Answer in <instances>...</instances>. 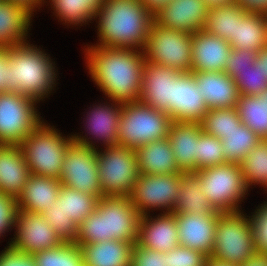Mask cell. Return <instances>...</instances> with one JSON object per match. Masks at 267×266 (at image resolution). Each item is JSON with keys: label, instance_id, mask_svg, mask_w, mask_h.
Instances as JSON below:
<instances>
[{"label": "cell", "instance_id": "cell-14", "mask_svg": "<svg viewBox=\"0 0 267 266\" xmlns=\"http://www.w3.org/2000/svg\"><path fill=\"white\" fill-rule=\"evenodd\" d=\"M15 227L16 236L9 246L22 253L34 255L63 243L42 214L19 210Z\"/></svg>", "mask_w": 267, "mask_h": 266}, {"label": "cell", "instance_id": "cell-1", "mask_svg": "<svg viewBox=\"0 0 267 266\" xmlns=\"http://www.w3.org/2000/svg\"><path fill=\"white\" fill-rule=\"evenodd\" d=\"M85 50L89 74L112 102H139L144 51L103 46H91Z\"/></svg>", "mask_w": 267, "mask_h": 266}, {"label": "cell", "instance_id": "cell-41", "mask_svg": "<svg viewBox=\"0 0 267 266\" xmlns=\"http://www.w3.org/2000/svg\"><path fill=\"white\" fill-rule=\"evenodd\" d=\"M59 204L60 201L57 199L55 204L49 210H45L42 215L63 243H75L78 225L62 212Z\"/></svg>", "mask_w": 267, "mask_h": 266}, {"label": "cell", "instance_id": "cell-10", "mask_svg": "<svg viewBox=\"0 0 267 266\" xmlns=\"http://www.w3.org/2000/svg\"><path fill=\"white\" fill-rule=\"evenodd\" d=\"M71 137L73 143L66 151L59 180L64 186L100 199L102 188L97 173L96 148L85 137Z\"/></svg>", "mask_w": 267, "mask_h": 266}, {"label": "cell", "instance_id": "cell-15", "mask_svg": "<svg viewBox=\"0 0 267 266\" xmlns=\"http://www.w3.org/2000/svg\"><path fill=\"white\" fill-rule=\"evenodd\" d=\"M184 72L145 61L139 102L164 111L172 119L173 82Z\"/></svg>", "mask_w": 267, "mask_h": 266}, {"label": "cell", "instance_id": "cell-49", "mask_svg": "<svg viewBox=\"0 0 267 266\" xmlns=\"http://www.w3.org/2000/svg\"><path fill=\"white\" fill-rule=\"evenodd\" d=\"M10 60L5 50L0 53V92H7Z\"/></svg>", "mask_w": 267, "mask_h": 266}, {"label": "cell", "instance_id": "cell-40", "mask_svg": "<svg viewBox=\"0 0 267 266\" xmlns=\"http://www.w3.org/2000/svg\"><path fill=\"white\" fill-rule=\"evenodd\" d=\"M226 164L221 139L201 131L197 141L196 171Z\"/></svg>", "mask_w": 267, "mask_h": 266}, {"label": "cell", "instance_id": "cell-50", "mask_svg": "<svg viewBox=\"0 0 267 266\" xmlns=\"http://www.w3.org/2000/svg\"><path fill=\"white\" fill-rule=\"evenodd\" d=\"M154 16L163 6H166L171 0H139Z\"/></svg>", "mask_w": 267, "mask_h": 266}, {"label": "cell", "instance_id": "cell-11", "mask_svg": "<svg viewBox=\"0 0 267 266\" xmlns=\"http://www.w3.org/2000/svg\"><path fill=\"white\" fill-rule=\"evenodd\" d=\"M192 34L164 28L153 21L144 51L145 61L181 72L191 71Z\"/></svg>", "mask_w": 267, "mask_h": 266}, {"label": "cell", "instance_id": "cell-54", "mask_svg": "<svg viewBox=\"0 0 267 266\" xmlns=\"http://www.w3.org/2000/svg\"><path fill=\"white\" fill-rule=\"evenodd\" d=\"M205 266H239L237 264L229 263L212 257H208Z\"/></svg>", "mask_w": 267, "mask_h": 266}, {"label": "cell", "instance_id": "cell-55", "mask_svg": "<svg viewBox=\"0 0 267 266\" xmlns=\"http://www.w3.org/2000/svg\"><path fill=\"white\" fill-rule=\"evenodd\" d=\"M203 1L209 6V8L227 5L234 2V0H203Z\"/></svg>", "mask_w": 267, "mask_h": 266}, {"label": "cell", "instance_id": "cell-29", "mask_svg": "<svg viewBox=\"0 0 267 266\" xmlns=\"http://www.w3.org/2000/svg\"><path fill=\"white\" fill-rule=\"evenodd\" d=\"M230 45L256 53L261 51L267 45L266 15L246 12L241 19H236L235 38Z\"/></svg>", "mask_w": 267, "mask_h": 266}, {"label": "cell", "instance_id": "cell-44", "mask_svg": "<svg viewBox=\"0 0 267 266\" xmlns=\"http://www.w3.org/2000/svg\"><path fill=\"white\" fill-rule=\"evenodd\" d=\"M131 266H167V253L150 250L135 243Z\"/></svg>", "mask_w": 267, "mask_h": 266}, {"label": "cell", "instance_id": "cell-35", "mask_svg": "<svg viewBox=\"0 0 267 266\" xmlns=\"http://www.w3.org/2000/svg\"><path fill=\"white\" fill-rule=\"evenodd\" d=\"M241 123L236 108L210 109L200 121L202 131L221 140Z\"/></svg>", "mask_w": 267, "mask_h": 266}, {"label": "cell", "instance_id": "cell-4", "mask_svg": "<svg viewBox=\"0 0 267 266\" xmlns=\"http://www.w3.org/2000/svg\"><path fill=\"white\" fill-rule=\"evenodd\" d=\"M4 50L10 60L7 92H18L35 101L50 93L56 74L55 65L46 53L27 42Z\"/></svg>", "mask_w": 267, "mask_h": 266}, {"label": "cell", "instance_id": "cell-16", "mask_svg": "<svg viewBox=\"0 0 267 266\" xmlns=\"http://www.w3.org/2000/svg\"><path fill=\"white\" fill-rule=\"evenodd\" d=\"M208 11L203 0H171L154 15V21L164 28L193 34L203 30Z\"/></svg>", "mask_w": 267, "mask_h": 266}, {"label": "cell", "instance_id": "cell-3", "mask_svg": "<svg viewBox=\"0 0 267 266\" xmlns=\"http://www.w3.org/2000/svg\"><path fill=\"white\" fill-rule=\"evenodd\" d=\"M140 217L129 197L103 196L98 200L96 209L78 226L75 243L122 240L135 244Z\"/></svg>", "mask_w": 267, "mask_h": 266}, {"label": "cell", "instance_id": "cell-34", "mask_svg": "<svg viewBox=\"0 0 267 266\" xmlns=\"http://www.w3.org/2000/svg\"><path fill=\"white\" fill-rule=\"evenodd\" d=\"M58 199L62 212L78 226L96 209L99 200L91 194H86L64 185H61Z\"/></svg>", "mask_w": 267, "mask_h": 266}, {"label": "cell", "instance_id": "cell-20", "mask_svg": "<svg viewBox=\"0 0 267 266\" xmlns=\"http://www.w3.org/2000/svg\"><path fill=\"white\" fill-rule=\"evenodd\" d=\"M198 93L201 94L208 109L236 108L240 97L237 85L225 71L192 72Z\"/></svg>", "mask_w": 267, "mask_h": 266}, {"label": "cell", "instance_id": "cell-8", "mask_svg": "<svg viewBox=\"0 0 267 266\" xmlns=\"http://www.w3.org/2000/svg\"><path fill=\"white\" fill-rule=\"evenodd\" d=\"M208 201L222 212H240L238 202L245 197L248 188L245 184L241 165H217L194 172Z\"/></svg>", "mask_w": 267, "mask_h": 266}, {"label": "cell", "instance_id": "cell-45", "mask_svg": "<svg viewBox=\"0 0 267 266\" xmlns=\"http://www.w3.org/2000/svg\"><path fill=\"white\" fill-rule=\"evenodd\" d=\"M18 211L17 199L0 192V236L15 227Z\"/></svg>", "mask_w": 267, "mask_h": 266}, {"label": "cell", "instance_id": "cell-39", "mask_svg": "<svg viewBox=\"0 0 267 266\" xmlns=\"http://www.w3.org/2000/svg\"><path fill=\"white\" fill-rule=\"evenodd\" d=\"M59 20L65 23L79 24L96 18V10L91 6V0H51Z\"/></svg>", "mask_w": 267, "mask_h": 266}, {"label": "cell", "instance_id": "cell-30", "mask_svg": "<svg viewBox=\"0 0 267 266\" xmlns=\"http://www.w3.org/2000/svg\"><path fill=\"white\" fill-rule=\"evenodd\" d=\"M238 116L261 140H267V89L259 95H240Z\"/></svg>", "mask_w": 267, "mask_h": 266}, {"label": "cell", "instance_id": "cell-51", "mask_svg": "<svg viewBox=\"0 0 267 266\" xmlns=\"http://www.w3.org/2000/svg\"><path fill=\"white\" fill-rule=\"evenodd\" d=\"M239 266H267V254L257 252Z\"/></svg>", "mask_w": 267, "mask_h": 266}, {"label": "cell", "instance_id": "cell-52", "mask_svg": "<svg viewBox=\"0 0 267 266\" xmlns=\"http://www.w3.org/2000/svg\"><path fill=\"white\" fill-rule=\"evenodd\" d=\"M256 61L261 65L263 74L267 78V45L257 53Z\"/></svg>", "mask_w": 267, "mask_h": 266}, {"label": "cell", "instance_id": "cell-48", "mask_svg": "<svg viewBox=\"0 0 267 266\" xmlns=\"http://www.w3.org/2000/svg\"><path fill=\"white\" fill-rule=\"evenodd\" d=\"M248 13L267 15V0H234Z\"/></svg>", "mask_w": 267, "mask_h": 266}, {"label": "cell", "instance_id": "cell-53", "mask_svg": "<svg viewBox=\"0 0 267 266\" xmlns=\"http://www.w3.org/2000/svg\"><path fill=\"white\" fill-rule=\"evenodd\" d=\"M7 1L23 4L30 11L33 12L35 7L36 6L38 7V5L40 6V4H42V1L44 0H7Z\"/></svg>", "mask_w": 267, "mask_h": 266}, {"label": "cell", "instance_id": "cell-46", "mask_svg": "<svg viewBox=\"0 0 267 266\" xmlns=\"http://www.w3.org/2000/svg\"><path fill=\"white\" fill-rule=\"evenodd\" d=\"M256 58L257 53L255 51L232 48L224 71L248 69L254 65Z\"/></svg>", "mask_w": 267, "mask_h": 266}, {"label": "cell", "instance_id": "cell-22", "mask_svg": "<svg viewBox=\"0 0 267 266\" xmlns=\"http://www.w3.org/2000/svg\"><path fill=\"white\" fill-rule=\"evenodd\" d=\"M202 131L200 122L173 121L167 136L178 169L183 173L196 171L197 141Z\"/></svg>", "mask_w": 267, "mask_h": 266}, {"label": "cell", "instance_id": "cell-6", "mask_svg": "<svg viewBox=\"0 0 267 266\" xmlns=\"http://www.w3.org/2000/svg\"><path fill=\"white\" fill-rule=\"evenodd\" d=\"M72 137H62L58 131L41 123L19 145L30 174L59 179L62 164Z\"/></svg>", "mask_w": 267, "mask_h": 266}, {"label": "cell", "instance_id": "cell-33", "mask_svg": "<svg viewBox=\"0 0 267 266\" xmlns=\"http://www.w3.org/2000/svg\"><path fill=\"white\" fill-rule=\"evenodd\" d=\"M261 141L249 127L241 123L221 140L225 162L241 165L246 155Z\"/></svg>", "mask_w": 267, "mask_h": 266}, {"label": "cell", "instance_id": "cell-43", "mask_svg": "<svg viewBox=\"0 0 267 266\" xmlns=\"http://www.w3.org/2000/svg\"><path fill=\"white\" fill-rule=\"evenodd\" d=\"M251 216L257 252L267 254V202Z\"/></svg>", "mask_w": 267, "mask_h": 266}, {"label": "cell", "instance_id": "cell-26", "mask_svg": "<svg viewBox=\"0 0 267 266\" xmlns=\"http://www.w3.org/2000/svg\"><path fill=\"white\" fill-rule=\"evenodd\" d=\"M135 152L139 174L169 175L181 172L167 138L144 144Z\"/></svg>", "mask_w": 267, "mask_h": 266}, {"label": "cell", "instance_id": "cell-36", "mask_svg": "<svg viewBox=\"0 0 267 266\" xmlns=\"http://www.w3.org/2000/svg\"><path fill=\"white\" fill-rule=\"evenodd\" d=\"M32 257L36 266H84L82 250L77 243H62Z\"/></svg>", "mask_w": 267, "mask_h": 266}, {"label": "cell", "instance_id": "cell-2", "mask_svg": "<svg viewBox=\"0 0 267 266\" xmlns=\"http://www.w3.org/2000/svg\"><path fill=\"white\" fill-rule=\"evenodd\" d=\"M99 17L97 46L145 49L154 16L139 0H104Z\"/></svg>", "mask_w": 267, "mask_h": 266}, {"label": "cell", "instance_id": "cell-19", "mask_svg": "<svg viewBox=\"0 0 267 266\" xmlns=\"http://www.w3.org/2000/svg\"><path fill=\"white\" fill-rule=\"evenodd\" d=\"M192 72H184L173 82L172 121L200 122L207 113L204 97L198 93Z\"/></svg>", "mask_w": 267, "mask_h": 266}, {"label": "cell", "instance_id": "cell-28", "mask_svg": "<svg viewBox=\"0 0 267 266\" xmlns=\"http://www.w3.org/2000/svg\"><path fill=\"white\" fill-rule=\"evenodd\" d=\"M173 213H192L200 215H220L203 193L199 178L194 173H184Z\"/></svg>", "mask_w": 267, "mask_h": 266}, {"label": "cell", "instance_id": "cell-18", "mask_svg": "<svg viewBox=\"0 0 267 266\" xmlns=\"http://www.w3.org/2000/svg\"><path fill=\"white\" fill-rule=\"evenodd\" d=\"M191 72L225 70L232 47L227 40L199 30L192 34Z\"/></svg>", "mask_w": 267, "mask_h": 266}, {"label": "cell", "instance_id": "cell-57", "mask_svg": "<svg viewBox=\"0 0 267 266\" xmlns=\"http://www.w3.org/2000/svg\"><path fill=\"white\" fill-rule=\"evenodd\" d=\"M3 50H4V48H3V47H0V53H1Z\"/></svg>", "mask_w": 267, "mask_h": 266}, {"label": "cell", "instance_id": "cell-23", "mask_svg": "<svg viewBox=\"0 0 267 266\" xmlns=\"http://www.w3.org/2000/svg\"><path fill=\"white\" fill-rule=\"evenodd\" d=\"M29 176L20 146L0 144V192L17 199Z\"/></svg>", "mask_w": 267, "mask_h": 266}, {"label": "cell", "instance_id": "cell-13", "mask_svg": "<svg viewBox=\"0 0 267 266\" xmlns=\"http://www.w3.org/2000/svg\"><path fill=\"white\" fill-rule=\"evenodd\" d=\"M183 172L169 175L139 174L130 193V200L141 216L148 215L151 208H166L173 213Z\"/></svg>", "mask_w": 267, "mask_h": 266}, {"label": "cell", "instance_id": "cell-38", "mask_svg": "<svg viewBox=\"0 0 267 266\" xmlns=\"http://www.w3.org/2000/svg\"><path fill=\"white\" fill-rule=\"evenodd\" d=\"M226 73L234 80L240 95H259L267 89V78L257 61L248 69L227 70Z\"/></svg>", "mask_w": 267, "mask_h": 266}, {"label": "cell", "instance_id": "cell-32", "mask_svg": "<svg viewBox=\"0 0 267 266\" xmlns=\"http://www.w3.org/2000/svg\"><path fill=\"white\" fill-rule=\"evenodd\" d=\"M117 106V107H115ZM115 106H97L88 114V126L92 135L103 140L106 147L117 145L119 118L122 110V103L115 102Z\"/></svg>", "mask_w": 267, "mask_h": 266}, {"label": "cell", "instance_id": "cell-7", "mask_svg": "<svg viewBox=\"0 0 267 266\" xmlns=\"http://www.w3.org/2000/svg\"><path fill=\"white\" fill-rule=\"evenodd\" d=\"M257 253L251 218L240 212L218 216L210 257L241 265Z\"/></svg>", "mask_w": 267, "mask_h": 266}, {"label": "cell", "instance_id": "cell-56", "mask_svg": "<svg viewBox=\"0 0 267 266\" xmlns=\"http://www.w3.org/2000/svg\"><path fill=\"white\" fill-rule=\"evenodd\" d=\"M103 2H104V0H91V6L95 10H97L102 5Z\"/></svg>", "mask_w": 267, "mask_h": 266}, {"label": "cell", "instance_id": "cell-27", "mask_svg": "<svg viewBox=\"0 0 267 266\" xmlns=\"http://www.w3.org/2000/svg\"><path fill=\"white\" fill-rule=\"evenodd\" d=\"M79 246L84 266H131L134 243L109 240Z\"/></svg>", "mask_w": 267, "mask_h": 266}, {"label": "cell", "instance_id": "cell-21", "mask_svg": "<svg viewBox=\"0 0 267 266\" xmlns=\"http://www.w3.org/2000/svg\"><path fill=\"white\" fill-rule=\"evenodd\" d=\"M141 216L138 241L141 247L166 253L179 245L177 222L174 213H162L155 219Z\"/></svg>", "mask_w": 267, "mask_h": 266}, {"label": "cell", "instance_id": "cell-25", "mask_svg": "<svg viewBox=\"0 0 267 266\" xmlns=\"http://www.w3.org/2000/svg\"><path fill=\"white\" fill-rule=\"evenodd\" d=\"M32 14L23 4L0 0V47L26 42Z\"/></svg>", "mask_w": 267, "mask_h": 266}, {"label": "cell", "instance_id": "cell-42", "mask_svg": "<svg viewBox=\"0 0 267 266\" xmlns=\"http://www.w3.org/2000/svg\"><path fill=\"white\" fill-rule=\"evenodd\" d=\"M167 253V266H205L208 256L188 247L177 245Z\"/></svg>", "mask_w": 267, "mask_h": 266}, {"label": "cell", "instance_id": "cell-17", "mask_svg": "<svg viewBox=\"0 0 267 266\" xmlns=\"http://www.w3.org/2000/svg\"><path fill=\"white\" fill-rule=\"evenodd\" d=\"M179 245L206 254L213 252L214 236L219 215L174 213Z\"/></svg>", "mask_w": 267, "mask_h": 266}, {"label": "cell", "instance_id": "cell-12", "mask_svg": "<svg viewBox=\"0 0 267 266\" xmlns=\"http://www.w3.org/2000/svg\"><path fill=\"white\" fill-rule=\"evenodd\" d=\"M36 102L18 92H0V144L20 145L42 123Z\"/></svg>", "mask_w": 267, "mask_h": 266}, {"label": "cell", "instance_id": "cell-5", "mask_svg": "<svg viewBox=\"0 0 267 266\" xmlns=\"http://www.w3.org/2000/svg\"><path fill=\"white\" fill-rule=\"evenodd\" d=\"M172 119L164 111L140 102L122 104L117 145L136 151L149 142L167 138Z\"/></svg>", "mask_w": 267, "mask_h": 266}, {"label": "cell", "instance_id": "cell-9", "mask_svg": "<svg viewBox=\"0 0 267 266\" xmlns=\"http://www.w3.org/2000/svg\"><path fill=\"white\" fill-rule=\"evenodd\" d=\"M96 162L102 197H129L139 176L136 152L114 145L104 153L96 150Z\"/></svg>", "mask_w": 267, "mask_h": 266}, {"label": "cell", "instance_id": "cell-24", "mask_svg": "<svg viewBox=\"0 0 267 266\" xmlns=\"http://www.w3.org/2000/svg\"><path fill=\"white\" fill-rule=\"evenodd\" d=\"M59 179L30 174L23 191L17 197L18 209L42 214L58 199Z\"/></svg>", "mask_w": 267, "mask_h": 266}, {"label": "cell", "instance_id": "cell-37", "mask_svg": "<svg viewBox=\"0 0 267 266\" xmlns=\"http://www.w3.org/2000/svg\"><path fill=\"white\" fill-rule=\"evenodd\" d=\"M245 184H261L267 187V140L259 142L241 162Z\"/></svg>", "mask_w": 267, "mask_h": 266}, {"label": "cell", "instance_id": "cell-31", "mask_svg": "<svg viewBox=\"0 0 267 266\" xmlns=\"http://www.w3.org/2000/svg\"><path fill=\"white\" fill-rule=\"evenodd\" d=\"M246 13L237 3L209 8L203 30L229 43L235 38L236 19Z\"/></svg>", "mask_w": 267, "mask_h": 266}, {"label": "cell", "instance_id": "cell-47", "mask_svg": "<svg viewBox=\"0 0 267 266\" xmlns=\"http://www.w3.org/2000/svg\"><path fill=\"white\" fill-rule=\"evenodd\" d=\"M0 266H36L32 255L7 246L0 254Z\"/></svg>", "mask_w": 267, "mask_h": 266}]
</instances>
